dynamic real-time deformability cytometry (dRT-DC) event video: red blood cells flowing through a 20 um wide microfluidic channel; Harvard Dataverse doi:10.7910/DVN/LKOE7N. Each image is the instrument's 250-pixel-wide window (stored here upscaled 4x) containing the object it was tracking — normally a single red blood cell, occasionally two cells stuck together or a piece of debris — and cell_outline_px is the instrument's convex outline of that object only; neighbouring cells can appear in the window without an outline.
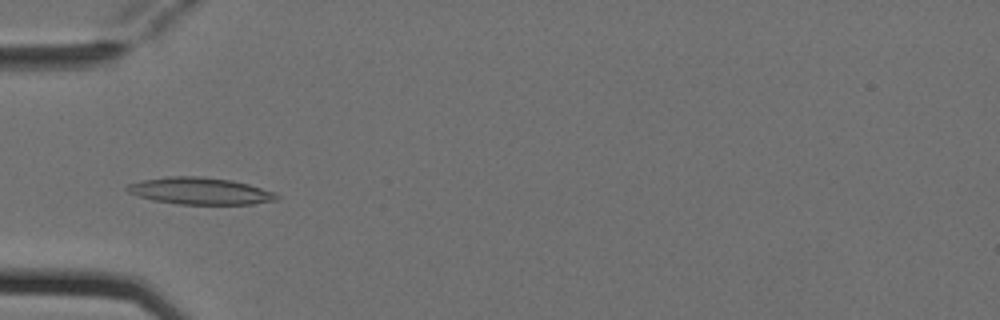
{"species": "Egyptian fruit bat (a non-hibernating species)", "species_latin": "Rousettus aegyptiacus", "temperature_condition": "cold", "stored_images_in_passage": 7, "camera_frame_rate_fps": 3000, "um_per_image_px": 0.085, "animal": {"sex": "female"}, "frame": {"image": 1, "passage_image": 4, "time_ms": 1.0, "image_size_px": [1000, 320], "cell_outline_px": [[280, 196], [276, 200], [252, 204], [176, 204], [152, 200], [128, 192], [124, 188], [128, 184], [144, 180], [168, 176], [200, 176], [232, 180], [248, 184], [276, 192]], "centroid_in_image_um": [17.02, 16.23], "position_along_channel_um": 68.0, "area_um2": 23.47}}
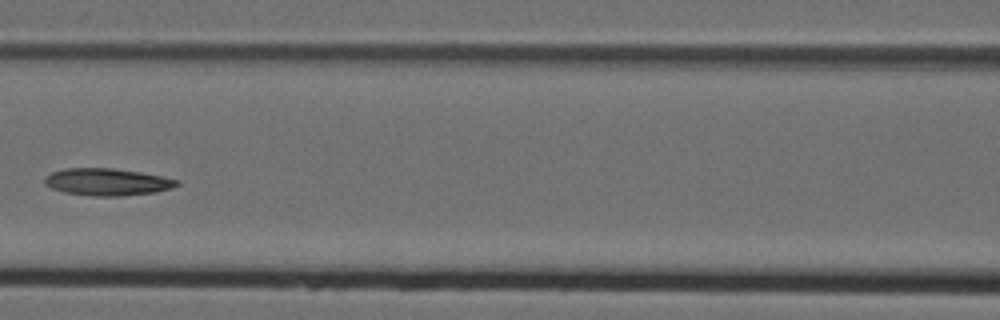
{"frame": {"image": 2, "passage_image": 6, "time_ms": 1.667, "image_size_px": [1000, 320], "cell_outline_px": [[180, 184], [172, 188], [156, 192], [120, 196], [92, 196], [64, 192], [52, 188], [44, 184], [44, 176], [52, 172], [64, 168], [112, 168], [140, 172], [180, 180]], "centroid_in_image_um": [9.1, 15.46], "position_along_channel_um": 157.5, "area_um2": 20.98}}
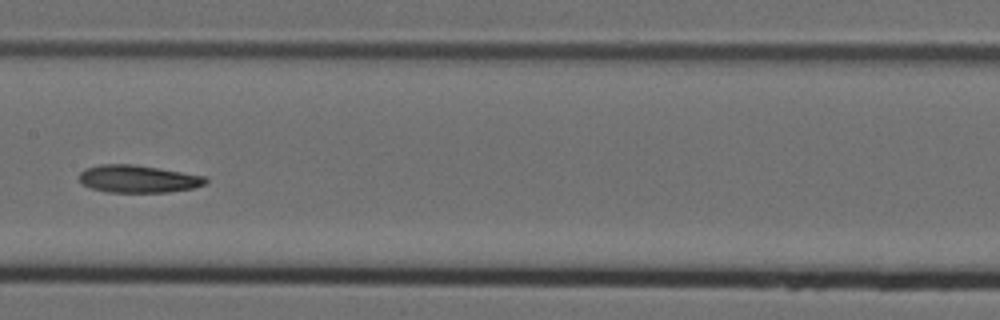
{"frame": {"image": 3, "passage_image": 7, "time_ms": 2.0, "image_size_px": [1000, 320], "cell_outline_px": [[208, 180], [204, 184], [192, 188], [168, 192], [108, 192], [92, 188], [80, 184], [80, 172], [84, 168], [100, 164], [132, 164], [160, 168], [204, 176]], "centroid_in_image_um": [11.7, 15.2], "position_along_channel_um": 195.7, "area_um2": 20.23}}